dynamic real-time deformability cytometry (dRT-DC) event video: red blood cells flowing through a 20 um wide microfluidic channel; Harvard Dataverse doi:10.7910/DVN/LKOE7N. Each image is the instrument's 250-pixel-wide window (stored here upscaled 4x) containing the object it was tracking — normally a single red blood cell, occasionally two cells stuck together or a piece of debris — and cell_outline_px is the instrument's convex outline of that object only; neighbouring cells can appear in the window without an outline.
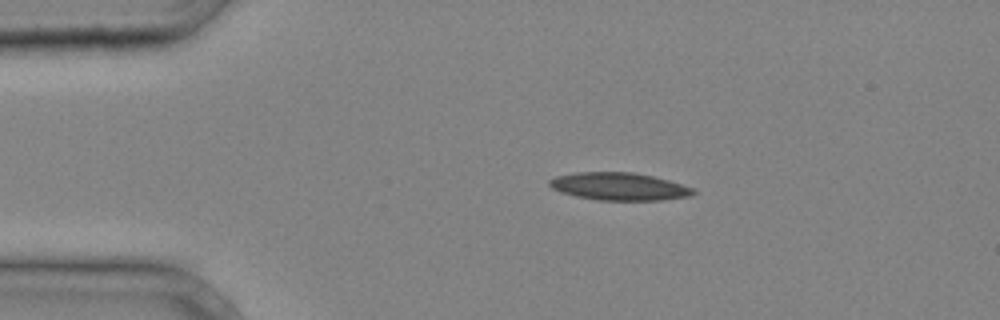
{"species": "common noctule bat (a hibernating species)", "species_latin": "Nyctalus noctula", "temperature_condition": "cold", "stored_images_in_passage": 31, "camera_frame_rate_fps": 3000, "um_per_image_px": 0.085, "animal": {"sex": "male", "body_mass_g": 20.4}, "frame": {"image": 1, "passage_image": 1, "time_ms": 0.0, "image_size_px": [1000, 320], "cell_outline_px": [[696, 192], [692, 196], [660, 200], [596, 200], [576, 196], [560, 192], [552, 188], [548, 184], [548, 180], [556, 176], [576, 172], [632, 172], [652, 176], [668, 180], [692, 188]], "centroid_in_image_um": [52.59, 15.85], "position_along_channel_um": 32.4, "area_um2": 23.12}}
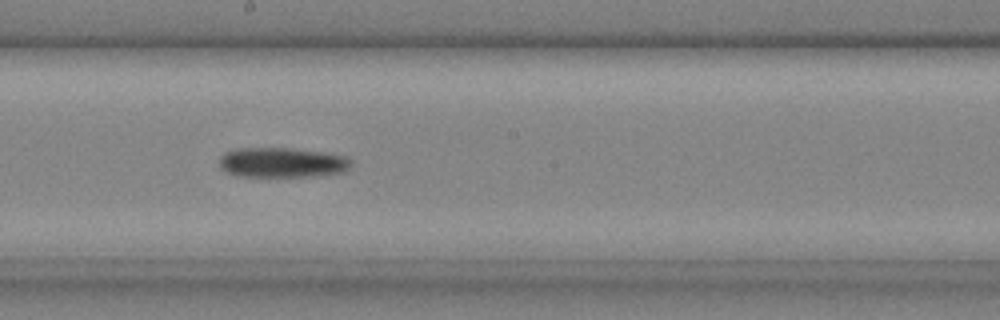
{"frame": {"image": 2, "passage_image": 15, "time_ms": 4.667, "image_size_px": [1000, 320], "cell_outline_px": [[352, 164], [344, 172], [316, 176], [236, 176], [220, 168], [220, 156], [224, 152], [236, 148], [292, 148], [320, 152], [344, 156], [352, 160]], "centroid_in_image_um": [23.96, 13.81], "position_along_channel_um": 224.2, "area_um2": 23.0}}
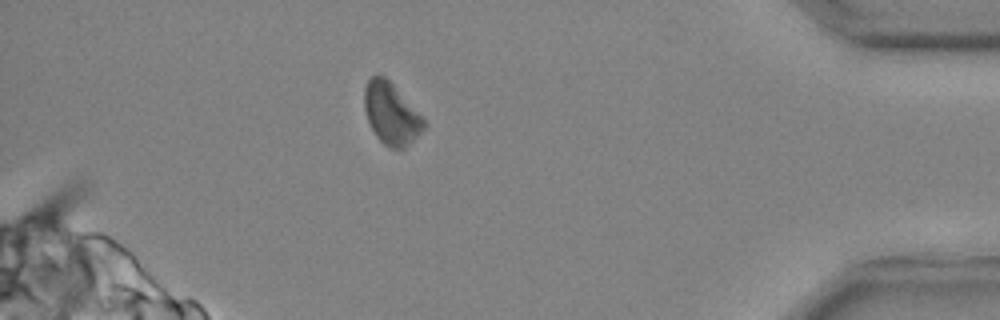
{"frame": {"image": 3, "passage_image": 28, "time_ms": 9.0, "image_size_px": [1000, 320], "cell_outline_px": [[428, 124], [404, 148], [392, 148], [384, 144], [376, 136], [368, 120], [364, 108], [364, 88], [368, 80], [372, 76], [384, 76], [392, 84]], "centroid_in_image_um": [33.22, 9.66], "position_along_channel_um": 402.0, "area_um2": 20.69}}